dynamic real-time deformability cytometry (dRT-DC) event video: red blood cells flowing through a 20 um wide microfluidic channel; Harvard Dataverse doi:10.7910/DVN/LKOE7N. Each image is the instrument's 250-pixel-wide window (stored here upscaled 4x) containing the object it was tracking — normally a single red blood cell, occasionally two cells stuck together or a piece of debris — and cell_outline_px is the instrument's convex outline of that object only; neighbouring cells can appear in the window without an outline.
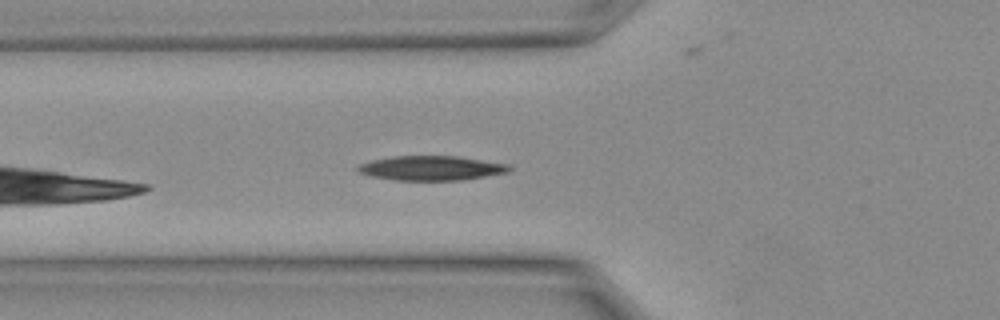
{"species": "Egyptian fruit bat (a non-hibernating species)", "species_latin": "Rousettus aegyptiacus", "temperature_condition": "warm", "stored_images_in_passage": 5, "camera_frame_rate_fps": 3000, "um_per_image_px": 0.085, "animal": {"sex": "female"}, "frame": {"image": 1, "passage_image": 2, "time_ms": 0.333, "image_size_px": [1000, 320], "cell_outline_px": [[512, 168], [508, 172], [460, 180], [396, 180], [372, 176], [360, 172], [356, 168], [360, 164], [372, 160], [392, 156], [460, 156], [508, 164]], "centroid_in_image_um": [36.67, 14.28], "position_along_channel_um": 89.1, "area_um2": 21.44}}